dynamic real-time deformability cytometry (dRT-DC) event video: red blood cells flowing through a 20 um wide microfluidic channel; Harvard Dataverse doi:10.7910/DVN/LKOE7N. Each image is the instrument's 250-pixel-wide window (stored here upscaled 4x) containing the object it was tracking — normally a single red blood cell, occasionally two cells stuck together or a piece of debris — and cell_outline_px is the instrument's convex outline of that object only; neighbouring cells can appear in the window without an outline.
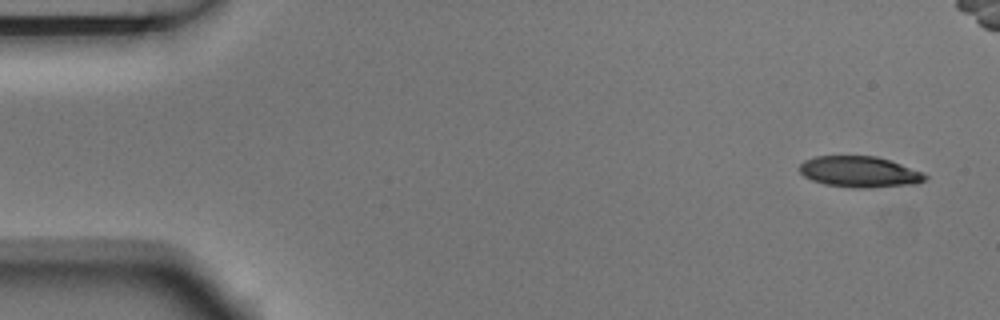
{"species": "Egyptian fruit bat (a non-hibernating species)", "species_latin": "Rousettus aegyptiacus", "temperature_condition": "room temperature", "stored_images_in_passage": 4, "camera_frame_rate_fps": 3000, "um_per_image_px": 0.085, "animal": {"sex": "male"}, "frame": {"image": 1, "passage_image": 1, "time_ms": 0.0, "image_size_px": [1000, 320], "cell_outline_px": [[928, 176], [924, 180], [916, 184], [868, 188], [856, 188], [824, 184], [812, 180], [804, 176], [800, 172], [800, 164], [804, 160], [816, 156], [876, 156], [924, 172]], "centroid_in_image_um": [73.06, 14.61], "position_along_channel_um": 11.9, "area_um2": 22.66}}